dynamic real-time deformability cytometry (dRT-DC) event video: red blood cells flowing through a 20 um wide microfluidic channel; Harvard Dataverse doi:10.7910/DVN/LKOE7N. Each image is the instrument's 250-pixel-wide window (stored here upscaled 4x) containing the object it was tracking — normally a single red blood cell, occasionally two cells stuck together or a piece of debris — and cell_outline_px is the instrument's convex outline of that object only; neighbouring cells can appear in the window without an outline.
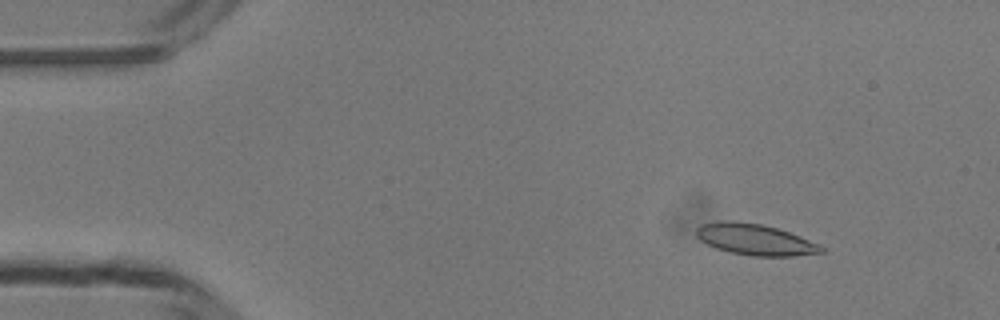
{"species": "common noctule bat (a hibernating species)", "species_latin": "Nyctalus noctula", "temperature_condition": "room temperature", "stored_images_in_passage": 49, "camera_frame_rate_fps": 3000, "um_per_image_px": 0.085, "animal": {"sex": "male", "body_mass_g": 13.3}, "frame": {"image": 1, "passage_image": 6, "time_ms": 1.667, "image_size_px": [1000, 320], "cell_outline_px": [[824, 252], [792, 256], [752, 256], [728, 252], [716, 248], [700, 240], [696, 236], [696, 228], [700, 224], [720, 220], [732, 220], [760, 224], [776, 228], [800, 236], [820, 244], [824, 248]], "centroid_in_image_um": [64.15, 20.35], "position_along_channel_um": 20.9, "area_um2": 22.77}}
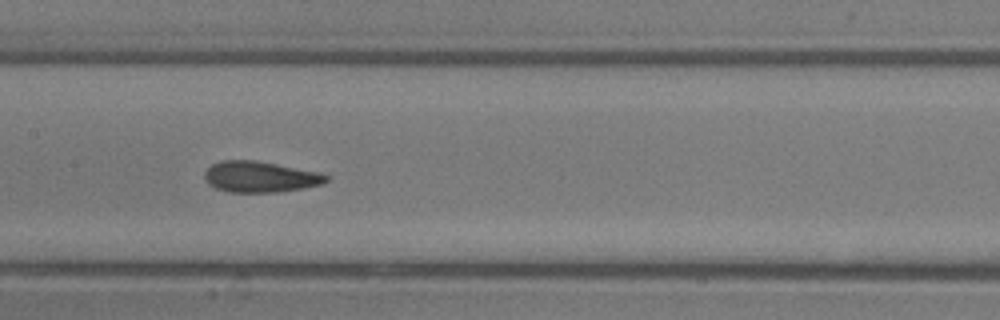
{"frame": {"image": 2, "passage_image": 24, "time_ms": 7.667, "image_size_px": [1000, 320], "cell_outline_px": [[328, 180], [320, 184], [304, 188], [276, 192], [228, 192], [216, 188], [208, 184], [204, 180], [204, 172], [212, 164], [224, 160], [256, 160], [320, 172], [328, 176]], "centroid_in_image_um": [22.09, 15.03], "position_along_channel_um": 185.3, "area_um2": 21.96}}
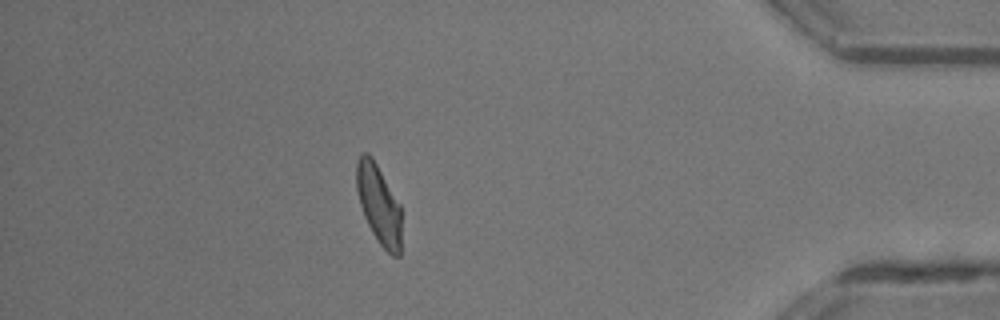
{"frame": {"image": 3, "passage_image": 43, "time_ms": 14.0, "image_size_px": [1000, 320], "cell_outline_px": [[400, 256], [392, 256], [380, 244], [372, 232], [364, 216], [360, 204], [356, 188], [356, 160], [364, 152], [368, 152], [372, 156], [400, 204]], "centroid_in_image_um": [32.18, 17.33], "position_along_channel_um": 403.0, "area_um2": 20.63}, "authors_computed_cell_mechanics": {"area_um2": 22.0218, "velocity_mm_per_s": 4.1829, "shape_relaxation_time_tau1_ms": 5.6012, "shape_relaxation_time_tau2_ms": 1.5416, "deformation_change_tau1": 0.1692, "deformation_change_tau2": 0.074}}